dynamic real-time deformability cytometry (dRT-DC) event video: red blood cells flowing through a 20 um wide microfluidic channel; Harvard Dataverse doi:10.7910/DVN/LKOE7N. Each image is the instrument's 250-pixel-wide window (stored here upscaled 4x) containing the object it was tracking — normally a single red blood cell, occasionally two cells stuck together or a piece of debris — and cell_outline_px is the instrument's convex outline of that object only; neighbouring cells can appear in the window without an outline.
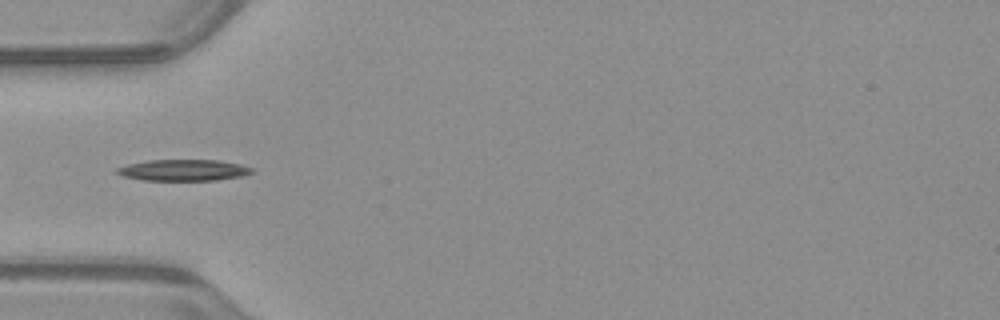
{"species": "common noctule bat (a hibernating species)", "species_latin": "Nyctalus noctula", "temperature_condition": "warm", "stored_images_in_passage": 37, "camera_frame_rate_fps": 3000, "um_per_image_px": 0.085, "animal": {"sex": "male", "body_mass_g": 23.1, "forearm_length_mm": 52.7}, "frame": {"image": 1, "passage_image": 2, "time_ms": 0.333, "image_size_px": [1000, 320], "cell_outline_px": [[252, 172], [244, 176], [216, 180], [144, 180], [124, 176], [116, 172], [116, 168], [128, 164], [148, 160], [220, 160], [240, 164], [252, 168]], "centroid_in_image_um": [15.61, 14.46], "position_along_channel_um": 69.4, "area_um2": 16.65}}
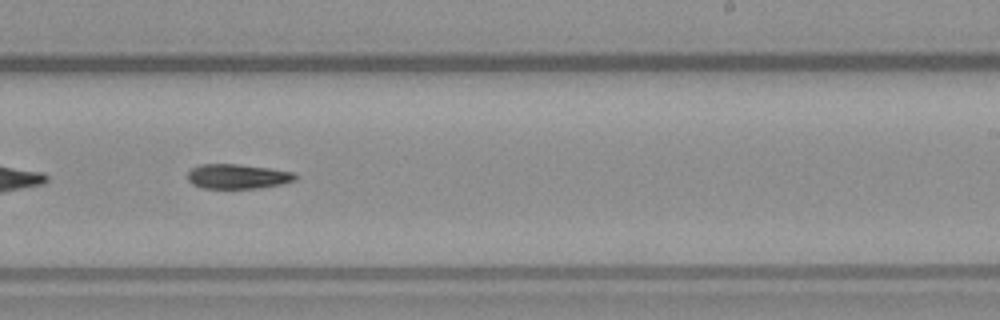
{"frame": {"image": 2, "passage_image": 17, "time_ms": 5.333, "image_size_px": [1000, 320], "cell_outline_px": [[296, 180], [280, 184], [256, 188], [200, 188], [192, 184], [188, 180], [188, 172], [192, 168], [200, 164], [236, 164], [268, 168], [292, 172], [296, 176]], "centroid_in_image_um": [20.14, 15.0], "position_along_channel_um": 268.9, "area_um2": 15.32}}
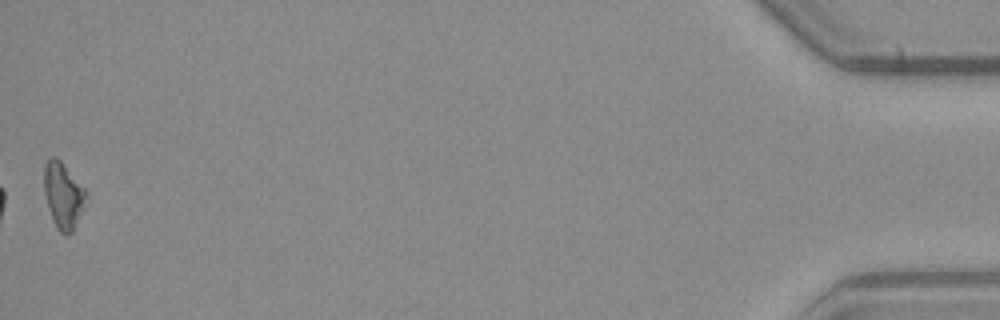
{"frame": {"image": 3, "passage_image": 37, "time_ms": 12.0, "image_size_px": [1000, 320], "cell_outline_px": [[88, 196], [84, 208], [72, 232], [68, 236], [60, 232], [56, 228], [52, 220], [48, 208], [44, 192], [44, 164], [52, 156], [56, 156], [64, 164], [88, 192]], "centroid_in_image_um": [5.38, 16.62], "position_along_channel_um": 429.8, "area_um2": 16.42}, "authors_computed_cell_mechanics": {"area_um2": 15.895, "velocity_mm_per_s": 3.9703, "shape_relaxation_time_tau1_ms": 7.6625, "shape_relaxation_time_tau2_ms": null, "deformation_change_tau1": 0.2023, "deformation_change_tau2": null}}